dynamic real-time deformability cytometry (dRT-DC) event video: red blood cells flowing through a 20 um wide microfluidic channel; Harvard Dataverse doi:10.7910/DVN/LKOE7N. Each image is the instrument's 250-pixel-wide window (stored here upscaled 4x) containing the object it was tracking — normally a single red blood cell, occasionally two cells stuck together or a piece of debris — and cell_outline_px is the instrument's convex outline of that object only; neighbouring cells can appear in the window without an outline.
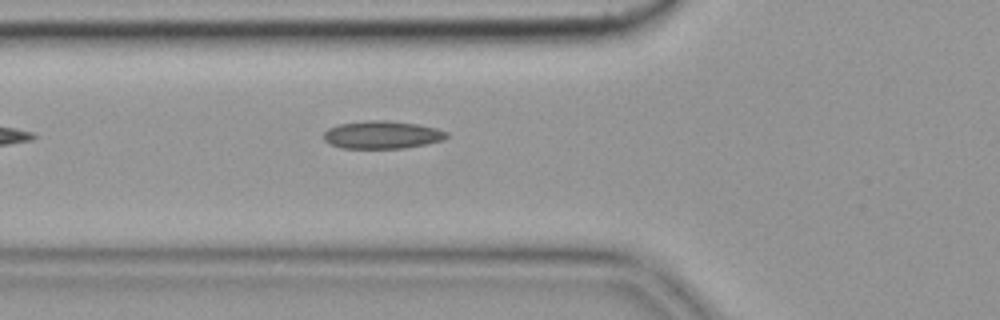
{"species": "common noctule bat (a hibernating species)", "species_latin": "Nyctalus noctula", "temperature_condition": "cold", "stored_images_in_passage": 5, "camera_frame_rate_fps": 3000, "um_per_image_px": 0.085, "animal": {"sex": "female", "body_mass_g": 19.9}, "frame": {"image": 1, "passage_image": 5, "time_ms": 1.333, "image_size_px": [1000, 320], "cell_outline_px": [[448, 136], [444, 140], [428, 144], [404, 148], [340, 148], [328, 144], [324, 140], [324, 132], [328, 128], [340, 124], [364, 120], [384, 120], [416, 124], [436, 128], [448, 132]], "centroid_in_image_um": [32.47, 11.46], "position_along_channel_um": 93.3, "area_um2": 20.06}}